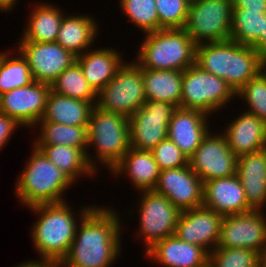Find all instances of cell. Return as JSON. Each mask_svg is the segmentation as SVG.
<instances>
[{
	"label": "cell",
	"mask_w": 266,
	"mask_h": 267,
	"mask_svg": "<svg viewBox=\"0 0 266 267\" xmlns=\"http://www.w3.org/2000/svg\"><path fill=\"white\" fill-rule=\"evenodd\" d=\"M79 213L80 224L61 267H109L121 251V218L103 206H83Z\"/></svg>",
	"instance_id": "6da1fadb"
},
{
	"label": "cell",
	"mask_w": 266,
	"mask_h": 267,
	"mask_svg": "<svg viewBox=\"0 0 266 267\" xmlns=\"http://www.w3.org/2000/svg\"><path fill=\"white\" fill-rule=\"evenodd\" d=\"M195 64L225 80L237 92L266 67V59L253 47L229 39L196 45Z\"/></svg>",
	"instance_id": "7a4b0ae2"
},
{
	"label": "cell",
	"mask_w": 266,
	"mask_h": 267,
	"mask_svg": "<svg viewBox=\"0 0 266 267\" xmlns=\"http://www.w3.org/2000/svg\"><path fill=\"white\" fill-rule=\"evenodd\" d=\"M30 208L39 215L31 236L42 258L40 260L61 262L73 242L78 226L75 213L71 210L72 207L70 208L64 201L35 205Z\"/></svg>",
	"instance_id": "3957f363"
},
{
	"label": "cell",
	"mask_w": 266,
	"mask_h": 267,
	"mask_svg": "<svg viewBox=\"0 0 266 267\" xmlns=\"http://www.w3.org/2000/svg\"><path fill=\"white\" fill-rule=\"evenodd\" d=\"M32 152L15 186L19 202L29 208L66 201L63 194L75 182L40 149L33 146Z\"/></svg>",
	"instance_id": "277c9868"
},
{
	"label": "cell",
	"mask_w": 266,
	"mask_h": 267,
	"mask_svg": "<svg viewBox=\"0 0 266 267\" xmlns=\"http://www.w3.org/2000/svg\"><path fill=\"white\" fill-rule=\"evenodd\" d=\"M135 62L145 69L184 71L195 64L196 44L184 28L145 33Z\"/></svg>",
	"instance_id": "5b68a950"
},
{
	"label": "cell",
	"mask_w": 266,
	"mask_h": 267,
	"mask_svg": "<svg viewBox=\"0 0 266 267\" xmlns=\"http://www.w3.org/2000/svg\"><path fill=\"white\" fill-rule=\"evenodd\" d=\"M87 149L92 145L100 164L111 170L131 148L129 119L94 106L87 129Z\"/></svg>",
	"instance_id": "8992f818"
},
{
	"label": "cell",
	"mask_w": 266,
	"mask_h": 267,
	"mask_svg": "<svg viewBox=\"0 0 266 267\" xmlns=\"http://www.w3.org/2000/svg\"><path fill=\"white\" fill-rule=\"evenodd\" d=\"M236 97L223 79L202 70L198 65L183 71L180 107L202 111L210 116Z\"/></svg>",
	"instance_id": "52a82bcc"
},
{
	"label": "cell",
	"mask_w": 266,
	"mask_h": 267,
	"mask_svg": "<svg viewBox=\"0 0 266 267\" xmlns=\"http://www.w3.org/2000/svg\"><path fill=\"white\" fill-rule=\"evenodd\" d=\"M146 101L142 68L130 61L124 62L113 79L97 93L95 106L129 118Z\"/></svg>",
	"instance_id": "ba28073f"
},
{
	"label": "cell",
	"mask_w": 266,
	"mask_h": 267,
	"mask_svg": "<svg viewBox=\"0 0 266 267\" xmlns=\"http://www.w3.org/2000/svg\"><path fill=\"white\" fill-rule=\"evenodd\" d=\"M232 0H200L189 6L185 31L196 45L230 39Z\"/></svg>",
	"instance_id": "9c48e42d"
},
{
	"label": "cell",
	"mask_w": 266,
	"mask_h": 267,
	"mask_svg": "<svg viewBox=\"0 0 266 267\" xmlns=\"http://www.w3.org/2000/svg\"><path fill=\"white\" fill-rule=\"evenodd\" d=\"M176 108L165 101L147 100L128 118L131 148L152 150L167 139L169 122Z\"/></svg>",
	"instance_id": "30bf717a"
},
{
	"label": "cell",
	"mask_w": 266,
	"mask_h": 267,
	"mask_svg": "<svg viewBox=\"0 0 266 267\" xmlns=\"http://www.w3.org/2000/svg\"><path fill=\"white\" fill-rule=\"evenodd\" d=\"M139 236L146 244V251L156 242L173 236L180 211L165 196L153 190L141 191Z\"/></svg>",
	"instance_id": "8fae6325"
},
{
	"label": "cell",
	"mask_w": 266,
	"mask_h": 267,
	"mask_svg": "<svg viewBox=\"0 0 266 267\" xmlns=\"http://www.w3.org/2000/svg\"><path fill=\"white\" fill-rule=\"evenodd\" d=\"M265 216L260 210L223 216L216 248L253 249L261 254L266 250Z\"/></svg>",
	"instance_id": "7c38bea8"
},
{
	"label": "cell",
	"mask_w": 266,
	"mask_h": 267,
	"mask_svg": "<svg viewBox=\"0 0 266 267\" xmlns=\"http://www.w3.org/2000/svg\"><path fill=\"white\" fill-rule=\"evenodd\" d=\"M208 132L188 158L190 168L204 182L236 174L238 157L229 148L224 134Z\"/></svg>",
	"instance_id": "4fadbf2b"
},
{
	"label": "cell",
	"mask_w": 266,
	"mask_h": 267,
	"mask_svg": "<svg viewBox=\"0 0 266 267\" xmlns=\"http://www.w3.org/2000/svg\"><path fill=\"white\" fill-rule=\"evenodd\" d=\"M17 47L28 62L33 80L48 85L77 58L56 42L19 41Z\"/></svg>",
	"instance_id": "5bb4252c"
},
{
	"label": "cell",
	"mask_w": 266,
	"mask_h": 267,
	"mask_svg": "<svg viewBox=\"0 0 266 267\" xmlns=\"http://www.w3.org/2000/svg\"><path fill=\"white\" fill-rule=\"evenodd\" d=\"M204 183L189 164L160 171L154 192L167 197L181 212L203 205Z\"/></svg>",
	"instance_id": "9a60e30c"
},
{
	"label": "cell",
	"mask_w": 266,
	"mask_h": 267,
	"mask_svg": "<svg viewBox=\"0 0 266 267\" xmlns=\"http://www.w3.org/2000/svg\"><path fill=\"white\" fill-rule=\"evenodd\" d=\"M49 91L50 85L33 81L28 86L2 93L0 112L15 119L21 126L33 128L44 114Z\"/></svg>",
	"instance_id": "2e32d148"
},
{
	"label": "cell",
	"mask_w": 266,
	"mask_h": 267,
	"mask_svg": "<svg viewBox=\"0 0 266 267\" xmlns=\"http://www.w3.org/2000/svg\"><path fill=\"white\" fill-rule=\"evenodd\" d=\"M223 216L205 206L181 211L174 235L212 252L219 240ZM211 248V250H210Z\"/></svg>",
	"instance_id": "e0dca14e"
},
{
	"label": "cell",
	"mask_w": 266,
	"mask_h": 267,
	"mask_svg": "<svg viewBox=\"0 0 266 267\" xmlns=\"http://www.w3.org/2000/svg\"><path fill=\"white\" fill-rule=\"evenodd\" d=\"M203 206L222 216L252 210L248 206L244 188L236 174L204 182Z\"/></svg>",
	"instance_id": "ac0fdd59"
},
{
	"label": "cell",
	"mask_w": 266,
	"mask_h": 267,
	"mask_svg": "<svg viewBox=\"0 0 266 267\" xmlns=\"http://www.w3.org/2000/svg\"><path fill=\"white\" fill-rule=\"evenodd\" d=\"M208 116L199 110L177 107L169 122L167 138L189 158L209 132Z\"/></svg>",
	"instance_id": "d6986e66"
},
{
	"label": "cell",
	"mask_w": 266,
	"mask_h": 267,
	"mask_svg": "<svg viewBox=\"0 0 266 267\" xmlns=\"http://www.w3.org/2000/svg\"><path fill=\"white\" fill-rule=\"evenodd\" d=\"M145 254L164 267H205L209 262V253L204 248L175 235L156 242Z\"/></svg>",
	"instance_id": "ffe728a7"
},
{
	"label": "cell",
	"mask_w": 266,
	"mask_h": 267,
	"mask_svg": "<svg viewBox=\"0 0 266 267\" xmlns=\"http://www.w3.org/2000/svg\"><path fill=\"white\" fill-rule=\"evenodd\" d=\"M228 125L223 134L237 157L266 148V122L256 115L243 111Z\"/></svg>",
	"instance_id": "44dd1931"
},
{
	"label": "cell",
	"mask_w": 266,
	"mask_h": 267,
	"mask_svg": "<svg viewBox=\"0 0 266 267\" xmlns=\"http://www.w3.org/2000/svg\"><path fill=\"white\" fill-rule=\"evenodd\" d=\"M236 175L244 188L248 206L262 211L266 204V148L239 156Z\"/></svg>",
	"instance_id": "7402d4cb"
},
{
	"label": "cell",
	"mask_w": 266,
	"mask_h": 267,
	"mask_svg": "<svg viewBox=\"0 0 266 267\" xmlns=\"http://www.w3.org/2000/svg\"><path fill=\"white\" fill-rule=\"evenodd\" d=\"M121 54L112 48L87 50L76 58L83 75L93 90L98 93L113 79L124 64Z\"/></svg>",
	"instance_id": "603a6c76"
},
{
	"label": "cell",
	"mask_w": 266,
	"mask_h": 267,
	"mask_svg": "<svg viewBox=\"0 0 266 267\" xmlns=\"http://www.w3.org/2000/svg\"><path fill=\"white\" fill-rule=\"evenodd\" d=\"M116 175L128 174L135 189L139 191L154 190L160 169L156 163L151 150H140L130 148L122 159L110 170Z\"/></svg>",
	"instance_id": "cb8c5ba5"
},
{
	"label": "cell",
	"mask_w": 266,
	"mask_h": 267,
	"mask_svg": "<svg viewBox=\"0 0 266 267\" xmlns=\"http://www.w3.org/2000/svg\"><path fill=\"white\" fill-rule=\"evenodd\" d=\"M85 15V16H84ZM98 26L92 16H63L56 43L78 57L91 47L98 35Z\"/></svg>",
	"instance_id": "d4e9b609"
},
{
	"label": "cell",
	"mask_w": 266,
	"mask_h": 267,
	"mask_svg": "<svg viewBox=\"0 0 266 267\" xmlns=\"http://www.w3.org/2000/svg\"><path fill=\"white\" fill-rule=\"evenodd\" d=\"M95 105L96 103L59 95L50 90L40 121L88 127L90 114Z\"/></svg>",
	"instance_id": "484cf974"
},
{
	"label": "cell",
	"mask_w": 266,
	"mask_h": 267,
	"mask_svg": "<svg viewBox=\"0 0 266 267\" xmlns=\"http://www.w3.org/2000/svg\"><path fill=\"white\" fill-rule=\"evenodd\" d=\"M146 100L165 101L180 107L183 71L142 68Z\"/></svg>",
	"instance_id": "4316f807"
},
{
	"label": "cell",
	"mask_w": 266,
	"mask_h": 267,
	"mask_svg": "<svg viewBox=\"0 0 266 267\" xmlns=\"http://www.w3.org/2000/svg\"><path fill=\"white\" fill-rule=\"evenodd\" d=\"M31 11L21 41L56 42L65 12L47 3L36 4Z\"/></svg>",
	"instance_id": "83f0119b"
},
{
	"label": "cell",
	"mask_w": 266,
	"mask_h": 267,
	"mask_svg": "<svg viewBox=\"0 0 266 267\" xmlns=\"http://www.w3.org/2000/svg\"><path fill=\"white\" fill-rule=\"evenodd\" d=\"M41 124V125H40ZM39 136L33 145H64L80 148L87 157L89 165L97 171L96 162L87 152V129L88 127L65 125L55 122L39 121Z\"/></svg>",
	"instance_id": "f1b7e54d"
},
{
	"label": "cell",
	"mask_w": 266,
	"mask_h": 267,
	"mask_svg": "<svg viewBox=\"0 0 266 267\" xmlns=\"http://www.w3.org/2000/svg\"><path fill=\"white\" fill-rule=\"evenodd\" d=\"M59 169L64 171L74 182L78 177L95 174L89 165L86 154L75 147L64 145H34Z\"/></svg>",
	"instance_id": "f546056e"
},
{
	"label": "cell",
	"mask_w": 266,
	"mask_h": 267,
	"mask_svg": "<svg viewBox=\"0 0 266 267\" xmlns=\"http://www.w3.org/2000/svg\"><path fill=\"white\" fill-rule=\"evenodd\" d=\"M266 10L233 8L230 39L244 46H251L259 53V37L263 32Z\"/></svg>",
	"instance_id": "4dcf8cb0"
},
{
	"label": "cell",
	"mask_w": 266,
	"mask_h": 267,
	"mask_svg": "<svg viewBox=\"0 0 266 267\" xmlns=\"http://www.w3.org/2000/svg\"><path fill=\"white\" fill-rule=\"evenodd\" d=\"M50 90L59 95L96 103L97 93L85 79L82 68L75 62L64 70L50 85Z\"/></svg>",
	"instance_id": "1f68e13d"
},
{
	"label": "cell",
	"mask_w": 266,
	"mask_h": 267,
	"mask_svg": "<svg viewBox=\"0 0 266 267\" xmlns=\"http://www.w3.org/2000/svg\"><path fill=\"white\" fill-rule=\"evenodd\" d=\"M17 54L13 57L10 52H0V95L34 81L27 60L19 50Z\"/></svg>",
	"instance_id": "d6a6232c"
},
{
	"label": "cell",
	"mask_w": 266,
	"mask_h": 267,
	"mask_svg": "<svg viewBox=\"0 0 266 267\" xmlns=\"http://www.w3.org/2000/svg\"><path fill=\"white\" fill-rule=\"evenodd\" d=\"M121 10L133 24L148 33L159 30L155 0H119Z\"/></svg>",
	"instance_id": "836d02e7"
},
{
	"label": "cell",
	"mask_w": 266,
	"mask_h": 267,
	"mask_svg": "<svg viewBox=\"0 0 266 267\" xmlns=\"http://www.w3.org/2000/svg\"><path fill=\"white\" fill-rule=\"evenodd\" d=\"M248 104V111L266 122V67L250 79L237 92Z\"/></svg>",
	"instance_id": "e575fe53"
},
{
	"label": "cell",
	"mask_w": 266,
	"mask_h": 267,
	"mask_svg": "<svg viewBox=\"0 0 266 267\" xmlns=\"http://www.w3.org/2000/svg\"><path fill=\"white\" fill-rule=\"evenodd\" d=\"M259 253L253 249L215 248L209 253L211 267H258Z\"/></svg>",
	"instance_id": "d590c367"
},
{
	"label": "cell",
	"mask_w": 266,
	"mask_h": 267,
	"mask_svg": "<svg viewBox=\"0 0 266 267\" xmlns=\"http://www.w3.org/2000/svg\"><path fill=\"white\" fill-rule=\"evenodd\" d=\"M159 30L185 28L189 5L184 0H155Z\"/></svg>",
	"instance_id": "8d00e7d4"
},
{
	"label": "cell",
	"mask_w": 266,
	"mask_h": 267,
	"mask_svg": "<svg viewBox=\"0 0 266 267\" xmlns=\"http://www.w3.org/2000/svg\"><path fill=\"white\" fill-rule=\"evenodd\" d=\"M160 171L188 165V157L168 138L151 150Z\"/></svg>",
	"instance_id": "74e56055"
},
{
	"label": "cell",
	"mask_w": 266,
	"mask_h": 267,
	"mask_svg": "<svg viewBox=\"0 0 266 267\" xmlns=\"http://www.w3.org/2000/svg\"><path fill=\"white\" fill-rule=\"evenodd\" d=\"M21 126L15 119L0 112V150L5 147L13 131Z\"/></svg>",
	"instance_id": "f35d334b"
},
{
	"label": "cell",
	"mask_w": 266,
	"mask_h": 267,
	"mask_svg": "<svg viewBox=\"0 0 266 267\" xmlns=\"http://www.w3.org/2000/svg\"><path fill=\"white\" fill-rule=\"evenodd\" d=\"M233 8L266 10V0H232Z\"/></svg>",
	"instance_id": "ab89813d"
},
{
	"label": "cell",
	"mask_w": 266,
	"mask_h": 267,
	"mask_svg": "<svg viewBox=\"0 0 266 267\" xmlns=\"http://www.w3.org/2000/svg\"><path fill=\"white\" fill-rule=\"evenodd\" d=\"M259 53L266 59V18L263 19V32L259 37Z\"/></svg>",
	"instance_id": "60d3db41"
},
{
	"label": "cell",
	"mask_w": 266,
	"mask_h": 267,
	"mask_svg": "<svg viewBox=\"0 0 266 267\" xmlns=\"http://www.w3.org/2000/svg\"><path fill=\"white\" fill-rule=\"evenodd\" d=\"M31 267H61L60 262H46L42 260H31Z\"/></svg>",
	"instance_id": "b9f144b4"
},
{
	"label": "cell",
	"mask_w": 266,
	"mask_h": 267,
	"mask_svg": "<svg viewBox=\"0 0 266 267\" xmlns=\"http://www.w3.org/2000/svg\"><path fill=\"white\" fill-rule=\"evenodd\" d=\"M17 0H0V10L1 12H7L10 11L11 9H14Z\"/></svg>",
	"instance_id": "7bdbcfd3"
},
{
	"label": "cell",
	"mask_w": 266,
	"mask_h": 267,
	"mask_svg": "<svg viewBox=\"0 0 266 267\" xmlns=\"http://www.w3.org/2000/svg\"><path fill=\"white\" fill-rule=\"evenodd\" d=\"M258 267H266V250L259 254Z\"/></svg>",
	"instance_id": "ee69618b"
},
{
	"label": "cell",
	"mask_w": 266,
	"mask_h": 267,
	"mask_svg": "<svg viewBox=\"0 0 266 267\" xmlns=\"http://www.w3.org/2000/svg\"><path fill=\"white\" fill-rule=\"evenodd\" d=\"M16 267H31V261L24 262L23 264H19Z\"/></svg>",
	"instance_id": "f6af8a7d"
},
{
	"label": "cell",
	"mask_w": 266,
	"mask_h": 267,
	"mask_svg": "<svg viewBox=\"0 0 266 267\" xmlns=\"http://www.w3.org/2000/svg\"><path fill=\"white\" fill-rule=\"evenodd\" d=\"M189 6L192 4H195L196 2L200 1V0H184Z\"/></svg>",
	"instance_id": "bcb514c9"
}]
</instances>
